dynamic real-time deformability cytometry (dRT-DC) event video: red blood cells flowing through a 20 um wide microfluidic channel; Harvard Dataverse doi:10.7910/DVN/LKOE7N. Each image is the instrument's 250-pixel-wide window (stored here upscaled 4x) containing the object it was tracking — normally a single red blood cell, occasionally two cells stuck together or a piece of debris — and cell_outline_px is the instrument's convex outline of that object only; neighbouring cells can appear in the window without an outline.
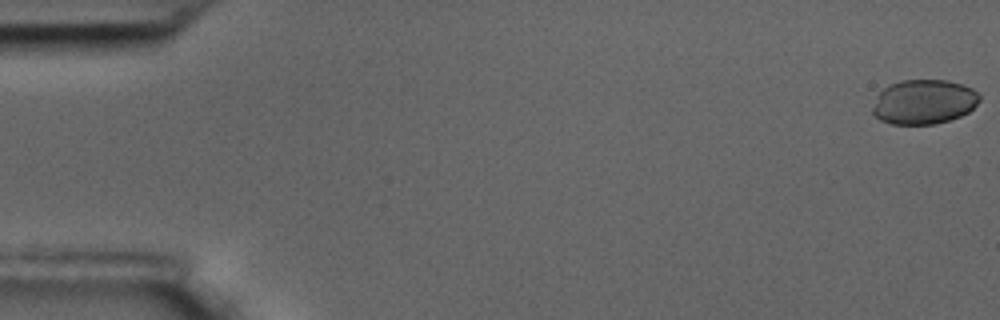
{"species": "common noctule bat (a hibernating species)", "species_latin": "Nyctalus noctula", "temperature_condition": "room temperature", "stored_images_in_passage": 59, "camera_frame_rate_fps": 3000, "um_per_image_px": 0.085, "animal": {"sex": "male", "body_mass_g": 17.5, "forearm_length_mm": 52.3}, "frame": {"image": 1, "passage_image": 1, "time_ms": 0.0, "image_size_px": [1000, 320], "cell_outline_px": [[980, 100], [968, 112], [960, 116], [948, 120], [932, 124], [892, 124], [880, 120], [872, 112], [872, 108], [876, 96], [888, 84], [900, 80], [948, 80], [972, 88], [980, 96]], "centroid_in_image_um": [78.5, 8.65], "position_along_channel_um": 6.5, "area_um2": 27.74}}
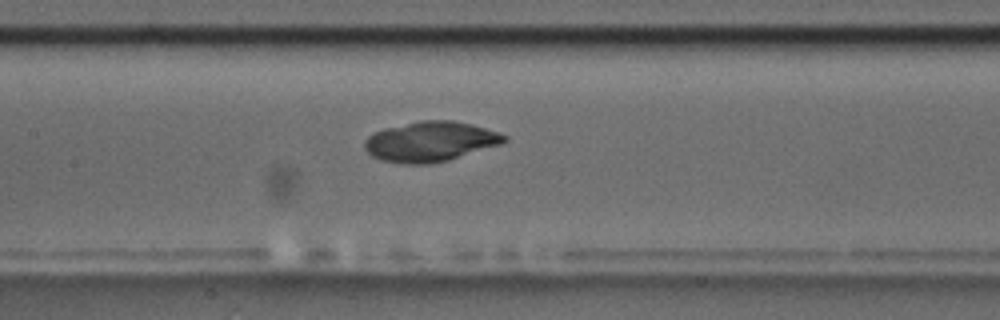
{"frame": {"image": 2, "passage_image": 28, "time_ms": 9.0, "image_size_px": [1000, 320], "cell_outline_px": [[508, 140], [504, 144], [448, 160], [428, 164], [404, 164], [384, 160], [372, 156], [364, 148], [364, 140], [372, 132], [384, 128], [420, 120], [452, 120], [472, 124], [508, 136]], "centroid_in_image_um": [36.59, 12.03], "position_along_channel_um": 170.8, "area_um2": 32.77}}
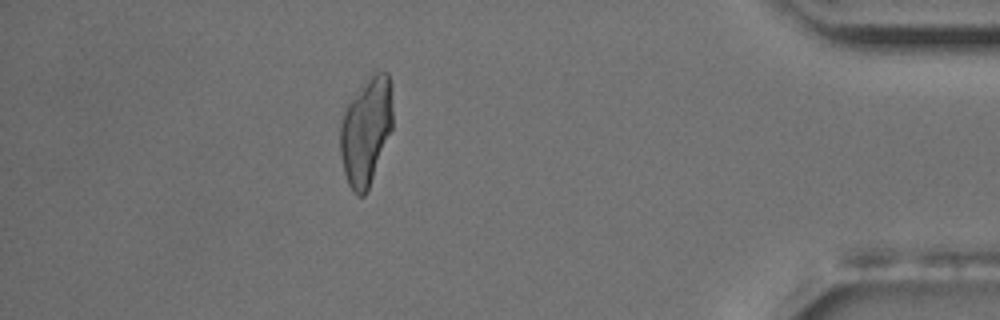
{"frame": {"image": 3, "passage_image": 52, "time_ms": 17.0, "image_size_px": [1000, 320], "cell_outline_px": [[392, 128], [368, 188], [364, 196], [356, 196], [352, 192], [348, 184], [344, 172], [340, 152], [340, 124], [344, 104], [372, 68], [388, 72], [392, 88]], "centroid_in_image_um": [31.09, 10.99], "position_along_channel_um": 404.1, "area_um2": 34.04}}